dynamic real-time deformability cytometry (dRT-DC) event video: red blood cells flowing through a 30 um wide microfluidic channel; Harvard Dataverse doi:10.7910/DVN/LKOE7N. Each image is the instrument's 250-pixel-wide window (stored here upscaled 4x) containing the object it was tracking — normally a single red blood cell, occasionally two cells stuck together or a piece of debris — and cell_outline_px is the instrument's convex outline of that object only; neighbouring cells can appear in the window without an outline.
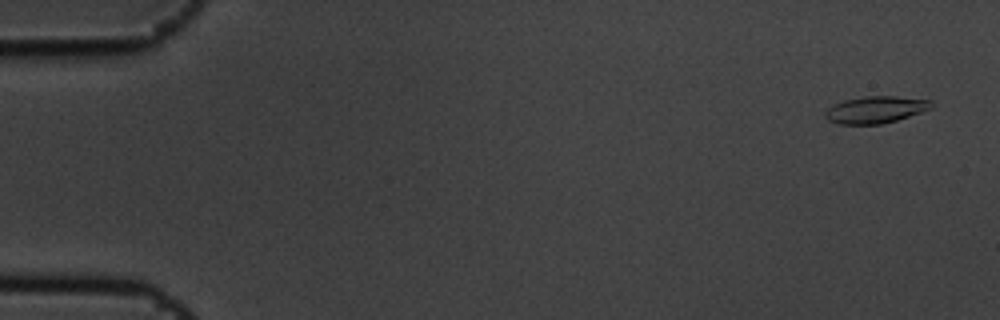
{"species": "common noctule bat (a hibernating species)", "species_latin": "Nyctalus noctula", "temperature_condition": "cold", "stored_images_in_passage": 4, "camera_frame_rate_fps": 3000, "um_per_image_px": 0.085, "animal": {"sex": "male", "body_mass_g": 19.5, "forearm_length_mm": 54.6}, "frame": {"image": 1, "passage_image": 1, "time_ms": 0.0, "image_size_px": [1000, 320], "cell_outline_px": [[936, 104], [932, 108], [896, 120], [880, 124], [836, 124], [828, 120], [824, 116], [824, 112], [832, 104], [844, 100], [864, 96], [896, 96], [932, 100]], "centroid_in_image_um": [74.41, 9.31], "position_along_channel_um": 10.6, "area_um2": 16.82}}